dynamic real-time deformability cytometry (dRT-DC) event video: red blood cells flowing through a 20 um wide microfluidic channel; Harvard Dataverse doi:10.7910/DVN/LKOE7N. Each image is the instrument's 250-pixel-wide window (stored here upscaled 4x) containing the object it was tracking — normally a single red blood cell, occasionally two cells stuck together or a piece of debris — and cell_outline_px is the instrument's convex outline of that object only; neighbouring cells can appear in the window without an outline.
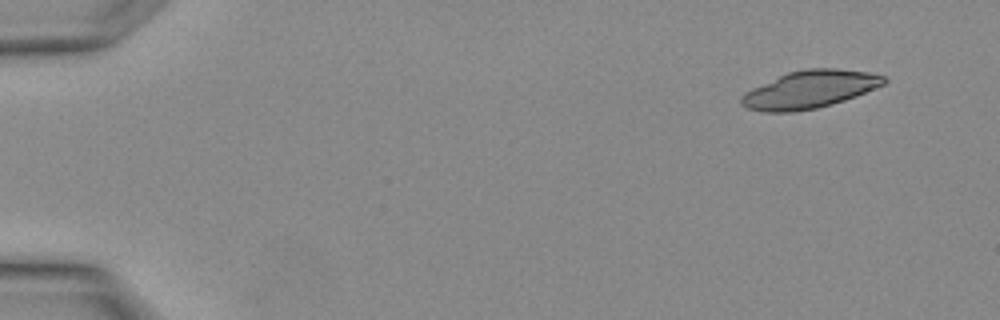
{"species": "Egyptian fruit bat (a non-hibernating species)", "species_latin": "Rousettus aegyptiacus", "temperature_condition": "warm", "stored_images_in_passage": 2, "camera_frame_rate_fps": 3000, "um_per_image_px": 0.085, "animal": {"sex": "female"}, "frame": {"image": 1, "passage_image": 1, "time_ms": 0.0, "image_size_px": [1000, 320], "cell_outline_px": [[888, 80], [884, 84], [856, 96], [832, 104], [816, 108], [792, 112], [764, 112], [748, 108], [740, 104], [740, 96], [744, 92], [752, 88], [788, 72], [808, 68], [836, 68], [868, 72], [884, 76]], "centroid_in_image_um": [68.81, 7.6], "position_along_channel_um": 16.2, "area_um2": 31.15}}